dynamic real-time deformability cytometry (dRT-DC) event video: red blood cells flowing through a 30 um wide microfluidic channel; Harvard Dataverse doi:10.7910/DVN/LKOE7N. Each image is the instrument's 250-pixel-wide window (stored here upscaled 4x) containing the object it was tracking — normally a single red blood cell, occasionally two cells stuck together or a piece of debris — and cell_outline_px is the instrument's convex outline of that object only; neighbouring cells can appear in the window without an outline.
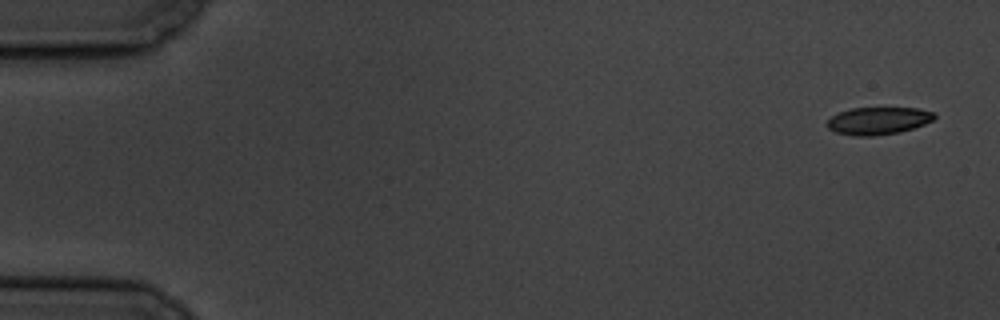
{"species": "common noctule bat (a hibernating species)", "species_latin": "Nyctalus noctula", "temperature_condition": "cold", "stored_images_in_passage": 6, "camera_frame_rate_fps": 3000, "um_per_image_px": 0.085, "animal": {"sex": "male", "body_mass_g": 19.5, "forearm_length_mm": 54.6}, "frame": {"image": 1, "passage_image": 1, "time_ms": 0.0, "image_size_px": [1000, 320], "cell_outline_px": [[936, 116], [932, 120], [924, 124], [900, 132], [872, 136], [852, 136], [836, 132], [828, 128], [824, 124], [832, 116], [840, 112], [852, 108], [916, 108], [936, 112]], "centroid_in_image_um": [74.63, 10.27], "position_along_channel_um": 10.4, "area_um2": 17.17}}
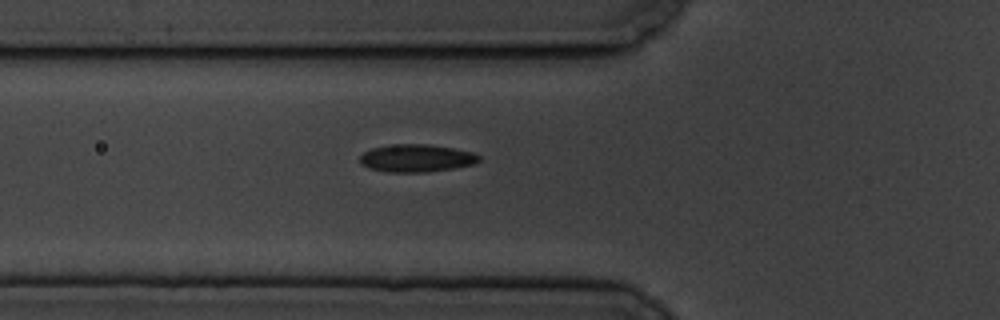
{"frame": {"image": 2, "passage_image": 6, "time_ms": 6.333, "image_size_px": [1000, 320], "cell_outline_px": [[480, 160], [476, 164], [428, 172], [388, 172], [368, 168], [360, 164], [360, 156], [364, 152], [372, 148], [388, 144], [428, 144], [452, 148], [472, 152], [480, 156]], "centroid_in_image_um": [35.38, 13.44], "position_along_channel_um": 90.4, "area_um2": 19.31}}